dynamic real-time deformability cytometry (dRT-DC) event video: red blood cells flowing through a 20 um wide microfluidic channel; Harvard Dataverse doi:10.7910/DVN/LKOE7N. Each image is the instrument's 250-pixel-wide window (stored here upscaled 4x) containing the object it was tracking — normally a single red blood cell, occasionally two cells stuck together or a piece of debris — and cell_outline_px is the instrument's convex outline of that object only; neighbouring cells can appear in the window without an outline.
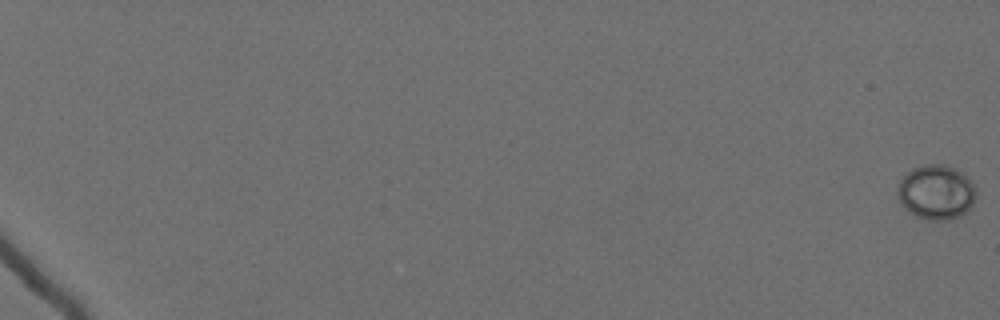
{"species": "Egyptian fruit bat (a non-hibernating species)", "species_latin": "Rousettus aegyptiacus", "temperature_condition": "cold", "stored_images_in_passage": 9, "camera_frame_rate_fps": 3000, "um_per_image_px": 0.085, "animal": {"sex": "female"}, "frame": {"image": 1, "passage_image": 1, "time_ms": 0.0, "image_size_px": [1000, 320], "cell_outline_px": [[976, 196], [972, 204], [960, 216], [948, 220], [928, 220], [916, 216], [896, 196], [896, 188], [900, 180], [912, 168], [924, 164], [948, 164], [956, 168], [972, 184], [976, 192]], "centroid_in_image_um": [79.55, 16.32], "position_along_channel_um": 5.4, "area_um2": 24.74}}